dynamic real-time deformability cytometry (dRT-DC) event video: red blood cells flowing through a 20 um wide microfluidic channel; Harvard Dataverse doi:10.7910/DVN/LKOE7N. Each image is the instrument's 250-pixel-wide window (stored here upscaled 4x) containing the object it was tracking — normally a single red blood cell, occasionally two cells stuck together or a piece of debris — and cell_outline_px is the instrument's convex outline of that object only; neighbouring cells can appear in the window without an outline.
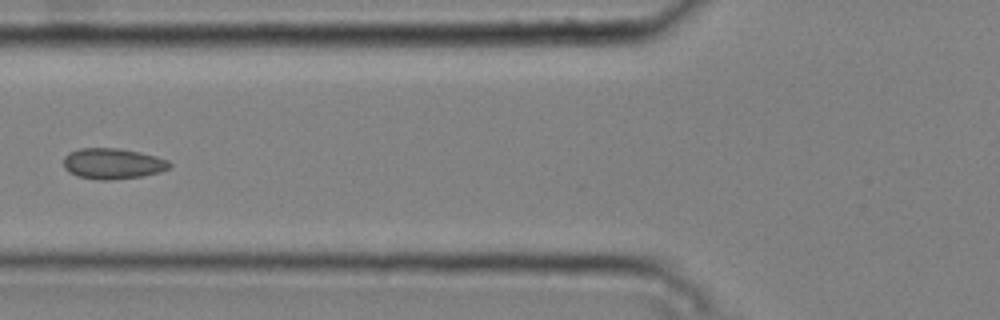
{"species": "common noctule bat (a hibernating species)", "species_latin": "Nyctalus noctula", "temperature_condition": "cold", "stored_images_in_passage": 7, "camera_frame_rate_fps": 3000, "um_per_image_px": 0.085, "animal": {"sex": "male", "body_mass_g": 20.4}, "frame": {"image": 1, "passage_image": 6, "time_ms": 1.667, "image_size_px": [1000, 320], "cell_outline_px": [[172, 164], [168, 168], [160, 172], [144, 176], [108, 180], [96, 180], [76, 176], [68, 172], [64, 168], [64, 156], [68, 152], [80, 148], [120, 148], [140, 152], [156, 156], [168, 160]], "centroid_in_image_um": [9.56, 13.91], "position_along_channel_um": 116.2, "area_um2": 19.25}}
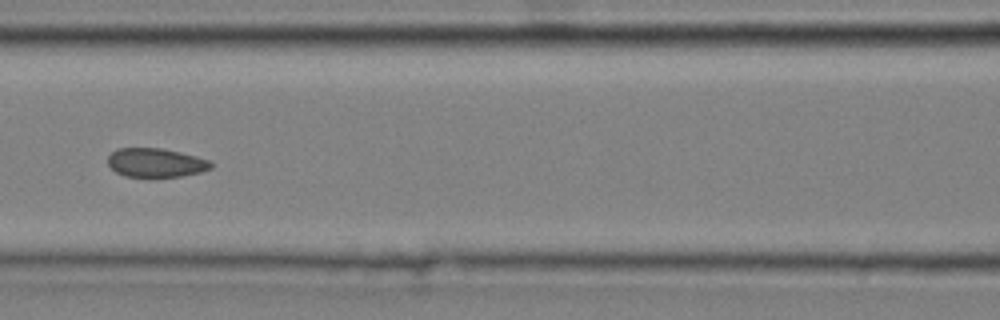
{"frame": {"image": 2, "passage_image": 7, "time_ms": 2.0, "image_size_px": [1000, 320], "cell_outline_px": [[216, 164], [212, 168], [200, 172], [180, 176], [124, 176], [116, 172], [108, 164], [108, 156], [116, 148], [160, 148], [180, 152], [196, 156], [208, 160]], "centroid_in_image_um": [13.26, 13.82], "position_along_channel_um": 153.3, "area_um2": 17.28}}